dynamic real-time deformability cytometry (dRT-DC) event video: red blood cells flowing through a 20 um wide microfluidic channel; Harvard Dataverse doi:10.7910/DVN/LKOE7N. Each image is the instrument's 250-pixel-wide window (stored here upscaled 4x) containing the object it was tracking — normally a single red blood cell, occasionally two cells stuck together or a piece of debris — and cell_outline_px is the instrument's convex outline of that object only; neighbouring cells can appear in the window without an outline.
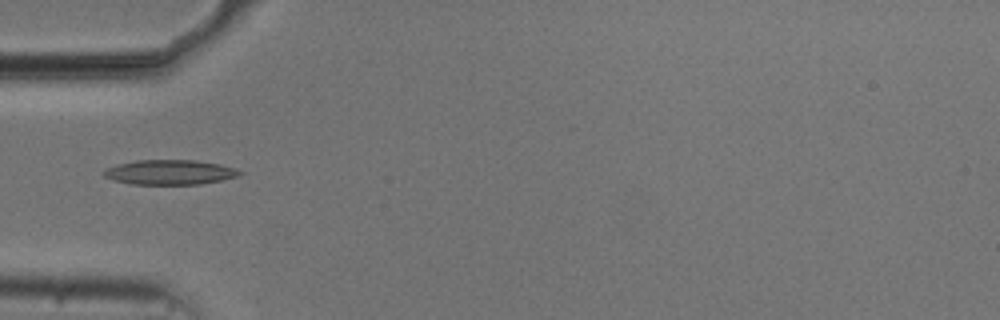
{"species": "common noctule bat (a hibernating species)", "species_latin": "Nyctalus noctula", "temperature_condition": "cold", "stored_images_in_passage": 37, "camera_frame_rate_fps": 3000, "um_per_image_px": 0.085, "animal": {"sex": "male", "body_mass_g": 20.5, "forearm_length_mm": 52.5}, "frame": {"image": 1, "passage_image": 1, "time_ms": 0.0, "image_size_px": [1000, 320], "cell_outline_px": [[244, 172], [236, 176], [220, 180], [200, 184], [132, 184], [116, 180], [104, 176], [100, 172], [116, 164], [136, 160], [196, 160], [220, 164], [236, 168]], "centroid_in_image_um": [14.43, 14.63], "position_along_channel_um": 70.6, "area_um2": 19.54}}
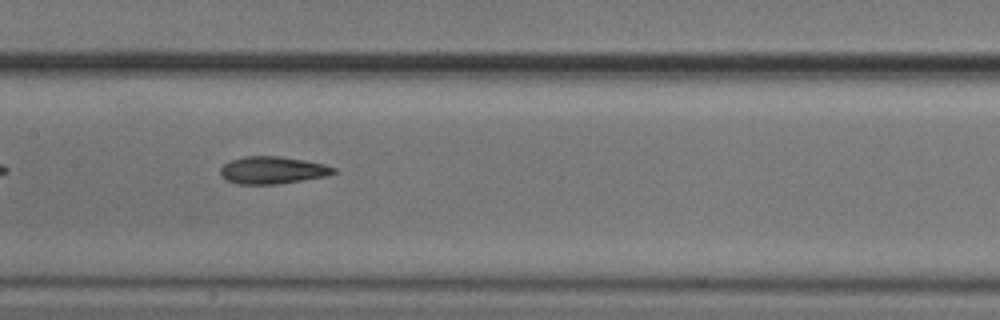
{"frame": {"image": 2, "passage_image": 10, "time_ms": 3.0, "image_size_px": [1000, 320], "cell_outline_px": [[336, 172], [328, 176], [276, 184], [236, 184], [220, 176], [220, 168], [224, 164], [232, 160], [244, 156], [280, 156], [304, 160], [324, 164], [336, 168]], "centroid_in_image_um": [23.16, 14.46], "position_along_channel_um": 184.2, "area_um2": 18.03}}
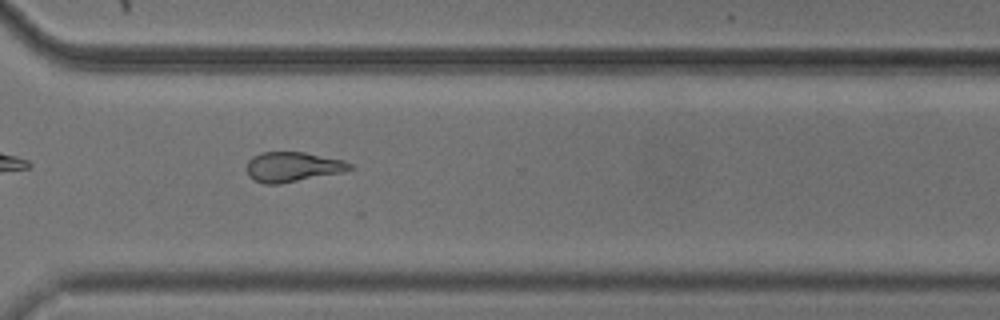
{"frame": {"image": 3, "passage_image": 23, "time_ms": 7.333, "image_size_px": [1000, 320], "cell_outline_px": [[352, 168], [340, 172], [280, 184], [264, 184], [252, 180], [248, 176], [248, 160], [252, 156], [260, 152], [304, 152], [344, 160], [352, 164]], "centroid_in_image_um": [24.83, 14.18], "position_along_channel_um": 345.8, "area_um2": 17.86}, "authors_computed_cell_mechanics": {"area_um2": 18.1492, "velocity_mm_per_s": 3.7467, "shape_relaxation_time_tau1_ms": 5.1702, "shape_relaxation_time_tau2_ms": 2.9334, "deformation_change_tau1": 0.1532, "deformation_change_tau2": 0.1049}}